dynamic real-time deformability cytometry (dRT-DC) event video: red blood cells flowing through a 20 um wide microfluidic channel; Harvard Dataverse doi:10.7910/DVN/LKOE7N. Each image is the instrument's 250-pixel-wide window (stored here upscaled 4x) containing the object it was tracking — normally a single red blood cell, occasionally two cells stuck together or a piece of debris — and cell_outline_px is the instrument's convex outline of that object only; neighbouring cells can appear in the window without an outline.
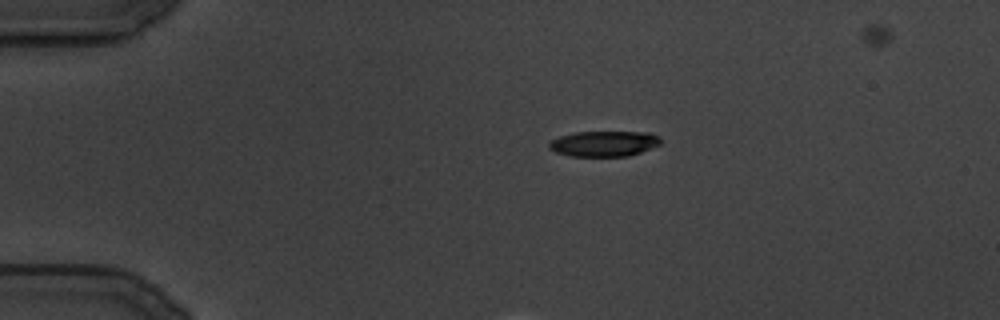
{"species": "common noctule bat (a hibernating species)", "species_latin": "Nyctalus noctula", "temperature_condition": "cold", "stored_images_in_passage": 101, "camera_frame_rate_fps": 3000, "um_per_image_px": 0.085, "animal": {"sex": "male", "body_mass_g": 19.5, "forearm_length_mm": 54.6}, "frame": {"image": 1, "passage_image": 1, "time_ms": 0.0, "image_size_px": [1000, 320], "cell_outline_px": [[660, 144], [640, 152], [628, 156], [572, 156], [556, 152], [548, 148], [548, 144], [552, 140], [560, 136], [576, 132], [648, 132], [660, 136]], "centroid_in_image_um": [51.34, 12.2], "position_along_channel_um": 33.7, "area_um2": 16.47}}
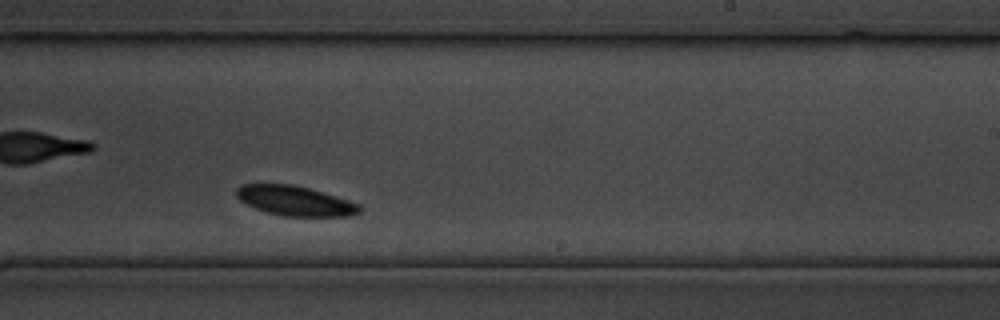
{"frame": {"image": 2, "passage_image": 57, "time_ms": 18.667, "image_size_px": [1000, 320], "cell_outline_px": [[360, 212], [348, 216], [284, 216], [268, 212], [256, 208], [240, 200], [236, 196], [236, 188], [240, 184], [292, 184], [308, 188], [348, 200], [360, 204]], "centroid_in_image_um": [25.06, 17.06], "position_along_channel_um": 263.9, "area_um2": 21.1}}
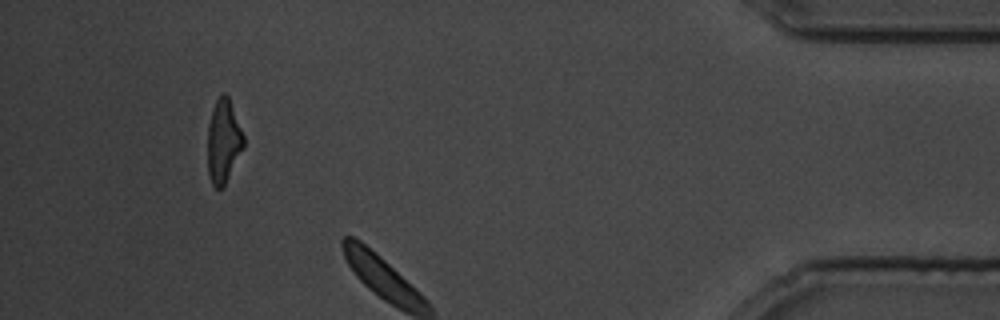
{"frame": {"image": 3, "passage_image": 92, "time_ms": 30.333, "image_size_px": [1000, 320], "cell_outline_px": [[244, 148], [224, 188], [216, 188], [212, 184], [208, 172], [208, 124], [212, 108], [216, 100], [224, 92], [228, 96], [244, 136]], "centroid_in_image_um": [19.0, 12.04], "position_along_channel_um": 416.2, "area_um2": 17.63}}